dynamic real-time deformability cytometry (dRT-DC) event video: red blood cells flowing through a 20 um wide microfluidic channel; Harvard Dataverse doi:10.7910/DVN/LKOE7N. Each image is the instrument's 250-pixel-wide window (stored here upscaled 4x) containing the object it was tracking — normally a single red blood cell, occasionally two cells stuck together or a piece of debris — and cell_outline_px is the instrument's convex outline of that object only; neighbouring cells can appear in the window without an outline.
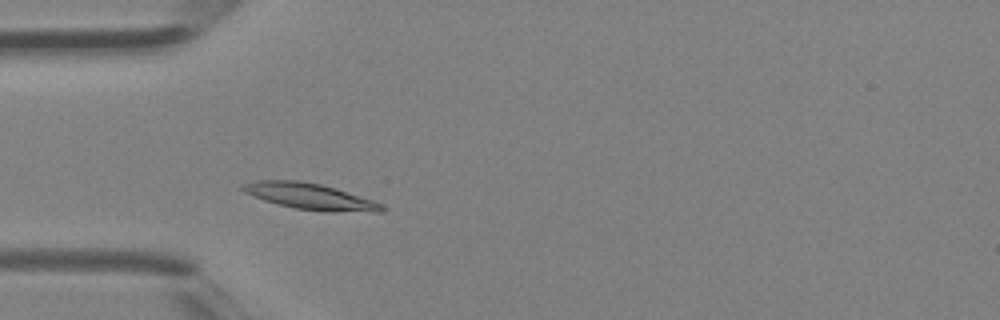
{"species": "Egyptian fruit bat (a non-hibernating species)", "species_latin": "Rousettus aegyptiacus", "temperature_condition": "room temperature", "stored_images_in_passage": 35, "camera_frame_rate_fps": 3000, "um_per_image_px": 0.085, "animal": {"sex": "female"}, "frame": {"image": 1, "passage_image": 7, "time_ms": 2.0, "image_size_px": [1000, 320], "cell_outline_px": [[388, 208], [384, 212], [328, 212], [296, 208], [264, 200], [244, 192], [240, 188], [244, 184], [256, 180], [300, 180], [320, 184], [336, 188], [372, 200]], "centroid_in_image_um": [26.4, 16.7], "position_along_channel_um": 58.6, "area_um2": 21.15}}
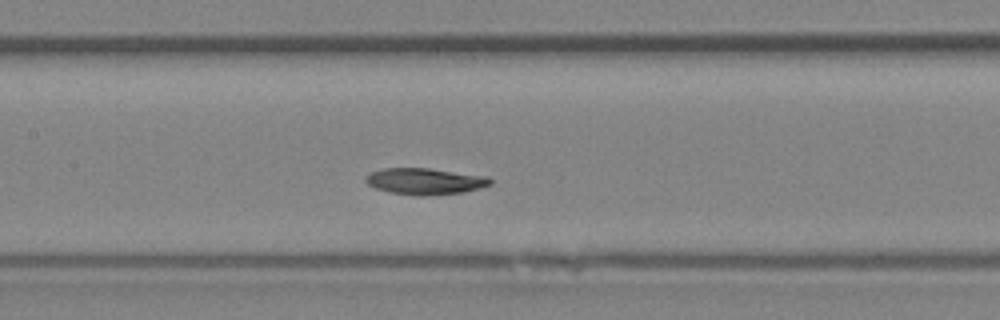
{"frame": {"image": 2, "passage_image": 14, "time_ms": 4.333, "image_size_px": [1000, 320], "cell_outline_px": [[492, 184], [480, 188], [464, 192], [424, 196], [420, 196], [392, 192], [376, 188], [368, 184], [364, 180], [364, 176], [372, 172], [384, 168], [428, 168], [488, 176], [492, 180]], "centroid_in_image_um": [36.15, 15.4], "position_along_channel_um": 171.3, "area_um2": 19.13}}
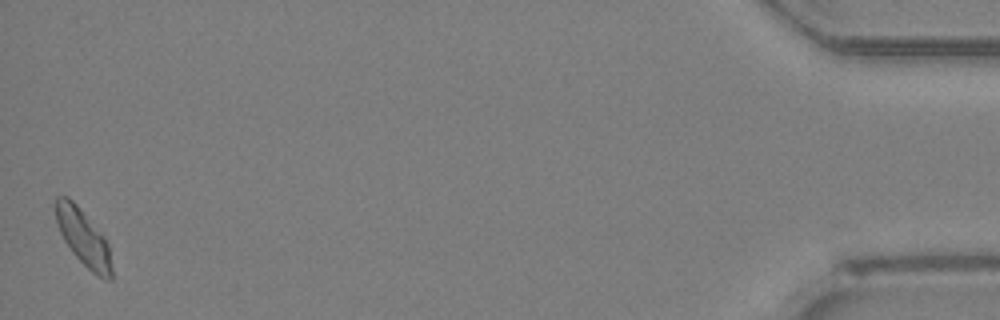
{"frame": {"image": 3, "passage_image": 35, "time_ms": 11.333, "image_size_px": [1000, 320], "cell_outline_px": [[112, 280], [104, 280], [96, 276], [72, 252], [64, 240], [60, 232], [56, 220], [56, 196], [68, 196], [76, 204], [104, 236], [108, 244], [112, 268]], "centroid_in_image_um": [7.1, 20.23], "position_along_channel_um": 428.1, "area_um2": 18.21}}